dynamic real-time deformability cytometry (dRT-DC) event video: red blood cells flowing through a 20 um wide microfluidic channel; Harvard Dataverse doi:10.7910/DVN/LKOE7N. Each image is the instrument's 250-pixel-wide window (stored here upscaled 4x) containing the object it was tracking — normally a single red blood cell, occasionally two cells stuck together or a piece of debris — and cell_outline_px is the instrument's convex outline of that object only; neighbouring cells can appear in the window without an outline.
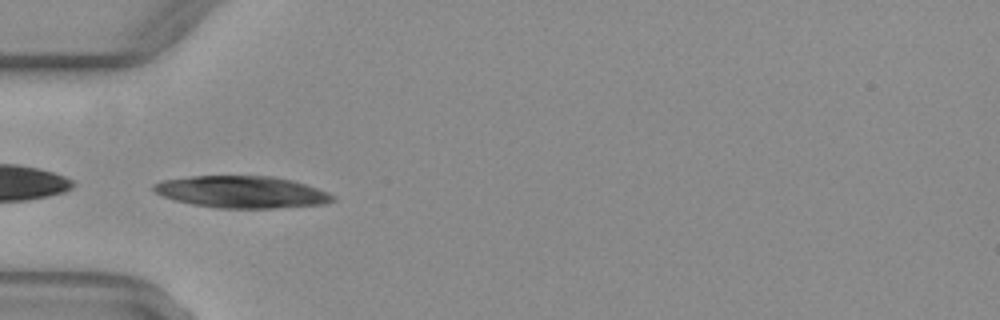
{"species": "common noctule bat (a hibernating species)", "species_latin": "Nyctalus noctula", "temperature_condition": "warm", "stored_images_in_passage": 49, "camera_frame_rate_fps": 3000, "um_per_image_px": 0.085, "animal": {"sex": "female", "body_mass_g": 29.2, "forearm_length_mm": 56.3}, "frame": {"image": 1, "passage_image": 16, "time_ms": 5.0, "image_size_px": [1000, 320], "cell_outline_px": [[336, 200], [324, 204], [272, 208], [216, 208], [192, 204], [176, 200], [164, 196], [156, 192], [152, 188], [152, 184], [160, 180], [188, 176], [272, 176], [292, 180], [328, 192], [336, 196]], "centroid_in_image_um": [20.54, 16.31], "position_along_channel_um": 64.5, "area_um2": 33.35}}
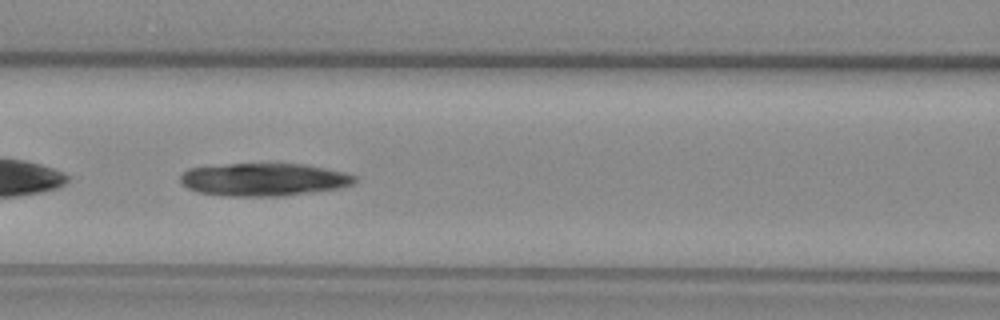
{"frame": {"image": 2, "passage_image": 22, "time_ms": 7.0, "image_size_px": [1000, 320], "cell_outline_px": [[356, 180], [352, 184], [340, 188], [280, 196], [224, 196], [196, 192], [188, 188], [180, 180], [180, 176], [188, 168], [228, 164], [304, 164], [344, 172], [356, 176]], "centroid_in_image_um": [22.4, 15.26], "position_along_channel_um": 144.2, "area_um2": 33.18}}
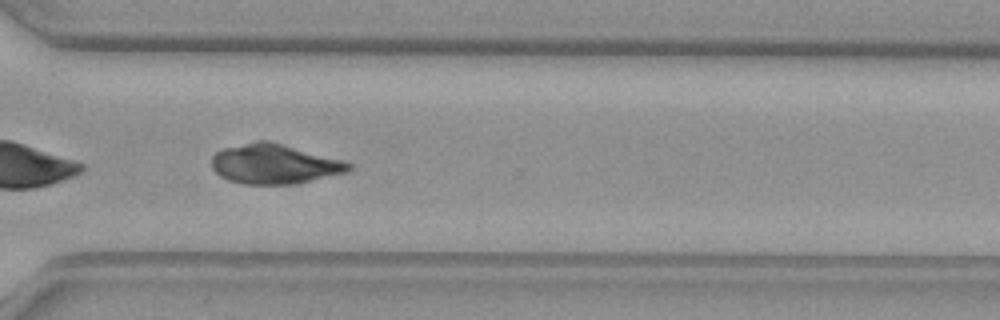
{"frame": {"image": 3, "passage_image": 37, "time_ms": 12.0, "image_size_px": [1000, 320], "cell_outline_px": [[352, 168], [348, 172], [296, 184], [244, 184], [228, 180], [220, 176], [212, 168], [212, 156], [216, 152], [224, 148], [256, 140], [268, 140], [344, 160], [352, 164]], "centroid_in_image_um": [23.34, 13.94], "position_along_channel_um": 347.3, "area_um2": 31.91}}